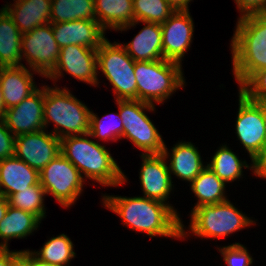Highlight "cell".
Instances as JSON below:
<instances>
[{
  "mask_svg": "<svg viewBox=\"0 0 266 266\" xmlns=\"http://www.w3.org/2000/svg\"><path fill=\"white\" fill-rule=\"evenodd\" d=\"M39 172L15 156L0 160V195H10L36 185Z\"/></svg>",
  "mask_w": 266,
  "mask_h": 266,
  "instance_id": "cell-20",
  "label": "cell"
},
{
  "mask_svg": "<svg viewBox=\"0 0 266 266\" xmlns=\"http://www.w3.org/2000/svg\"><path fill=\"white\" fill-rule=\"evenodd\" d=\"M103 205L121 217L122 223L148 236L181 239L187 236L177 210L147 197L102 196Z\"/></svg>",
  "mask_w": 266,
  "mask_h": 266,
  "instance_id": "cell-1",
  "label": "cell"
},
{
  "mask_svg": "<svg viewBox=\"0 0 266 266\" xmlns=\"http://www.w3.org/2000/svg\"><path fill=\"white\" fill-rule=\"evenodd\" d=\"M46 191L38 182L36 185L10 195L7 200L10 206L36 215L41 221L45 217L44 198Z\"/></svg>",
  "mask_w": 266,
  "mask_h": 266,
  "instance_id": "cell-31",
  "label": "cell"
},
{
  "mask_svg": "<svg viewBox=\"0 0 266 266\" xmlns=\"http://www.w3.org/2000/svg\"><path fill=\"white\" fill-rule=\"evenodd\" d=\"M123 121V136L140 150L142 154H162L164 140L158 129L146 115L145 110L154 111L155 105L139 100H115Z\"/></svg>",
  "mask_w": 266,
  "mask_h": 266,
  "instance_id": "cell-7",
  "label": "cell"
},
{
  "mask_svg": "<svg viewBox=\"0 0 266 266\" xmlns=\"http://www.w3.org/2000/svg\"><path fill=\"white\" fill-rule=\"evenodd\" d=\"M218 250L227 266H250L253 263L252 256L240 243H233Z\"/></svg>",
  "mask_w": 266,
  "mask_h": 266,
  "instance_id": "cell-34",
  "label": "cell"
},
{
  "mask_svg": "<svg viewBox=\"0 0 266 266\" xmlns=\"http://www.w3.org/2000/svg\"><path fill=\"white\" fill-rule=\"evenodd\" d=\"M172 153L164 146L163 155L169 158V172L177 178L189 181L190 183L207 167L203 165L200 153L191 142L181 141L172 147Z\"/></svg>",
  "mask_w": 266,
  "mask_h": 266,
  "instance_id": "cell-21",
  "label": "cell"
},
{
  "mask_svg": "<svg viewBox=\"0 0 266 266\" xmlns=\"http://www.w3.org/2000/svg\"><path fill=\"white\" fill-rule=\"evenodd\" d=\"M96 20L104 30L119 31L135 22L133 0H94Z\"/></svg>",
  "mask_w": 266,
  "mask_h": 266,
  "instance_id": "cell-24",
  "label": "cell"
},
{
  "mask_svg": "<svg viewBox=\"0 0 266 266\" xmlns=\"http://www.w3.org/2000/svg\"><path fill=\"white\" fill-rule=\"evenodd\" d=\"M135 61L118 42L106 39L97 49V69L113 86L116 100H137Z\"/></svg>",
  "mask_w": 266,
  "mask_h": 266,
  "instance_id": "cell-8",
  "label": "cell"
},
{
  "mask_svg": "<svg viewBox=\"0 0 266 266\" xmlns=\"http://www.w3.org/2000/svg\"><path fill=\"white\" fill-rule=\"evenodd\" d=\"M255 103L261 108V112L263 115V121H264L265 128H266V99L261 100V101H256Z\"/></svg>",
  "mask_w": 266,
  "mask_h": 266,
  "instance_id": "cell-43",
  "label": "cell"
},
{
  "mask_svg": "<svg viewBox=\"0 0 266 266\" xmlns=\"http://www.w3.org/2000/svg\"><path fill=\"white\" fill-rule=\"evenodd\" d=\"M239 109L236 120L238 140L249 153L252 163H256L266 150V128L261 108L247 99L240 91Z\"/></svg>",
  "mask_w": 266,
  "mask_h": 266,
  "instance_id": "cell-11",
  "label": "cell"
},
{
  "mask_svg": "<svg viewBox=\"0 0 266 266\" xmlns=\"http://www.w3.org/2000/svg\"><path fill=\"white\" fill-rule=\"evenodd\" d=\"M26 263L27 266H60L39 259L30 250H26Z\"/></svg>",
  "mask_w": 266,
  "mask_h": 266,
  "instance_id": "cell-38",
  "label": "cell"
},
{
  "mask_svg": "<svg viewBox=\"0 0 266 266\" xmlns=\"http://www.w3.org/2000/svg\"><path fill=\"white\" fill-rule=\"evenodd\" d=\"M123 130V121L119 113H114V115L113 113L106 114L100 119L94 112H90L88 132L90 137L99 138L104 141H116L122 139Z\"/></svg>",
  "mask_w": 266,
  "mask_h": 266,
  "instance_id": "cell-32",
  "label": "cell"
},
{
  "mask_svg": "<svg viewBox=\"0 0 266 266\" xmlns=\"http://www.w3.org/2000/svg\"><path fill=\"white\" fill-rule=\"evenodd\" d=\"M20 255V251H10L0 248V266H10V264Z\"/></svg>",
  "mask_w": 266,
  "mask_h": 266,
  "instance_id": "cell-37",
  "label": "cell"
},
{
  "mask_svg": "<svg viewBox=\"0 0 266 266\" xmlns=\"http://www.w3.org/2000/svg\"><path fill=\"white\" fill-rule=\"evenodd\" d=\"M255 176L266 179V150L264 155L255 163Z\"/></svg>",
  "mask_w": 266,
  "mask_h": 266,
  "instance_id": "cell-39",
  "label": "cell"
},
{
  "mask_svg": "<svg viewBox=\"0 0 266 266\" xmlns=\"http://www.w3.org/2000/svg\"><path fill=\"white\" fill-rule=\"evenodd\" d=\"M8 200L6 197L0 195V222L2 221V219L4 218V216L7 213L8 210Z\"/></svg>",
  "mask_w": 266,
  "mask_h": 266,
  "instance_id": "cell-41",
  "label": "cell"
},
{
  "mask_svg": "<svg viewBox=\"0 0 266 266\" xmlns=\"http://www.w3.org/2000/svg\"><path fill=\"white\" fill-rule=\"evenodd\" d=\"M10 266H27L26 250H21L20 255L10 264Z\"/></svg>",
  "mask_w": 266,
  "mask_h": 266,
  "instance_id": "cell-42",
  "label": "cell"
},
{
  "mask_svg": "<svg viewBox=\"0 0 266 266\" xmlns=\"http://www.w3.org/2000/svg\"><path fill=\"white\" fill-rule=\"evenodd\" d=\"M90 112L91 110L74 97L68 88L44 86V127L46 130L48 123H55L51 133L60 139L87 134Z\"/></svg>",
  "mask_w": 266,
  "mask_h": 266,
  "instance_id": "cell-4",
  "label": "cell"
},
{
  "mask_svg": "<svg viewBox=\"0 0 266 266\" xmlns=\"http://www.w3.org/2000/svg\"><path fill=\"white\" fill-rule=\"evenodd\" d=\"M96 20L94 0H52L50 23Z\"/></svg>",
  "mask_w": 266,
  "mask_h": 266,
  "instance_id": "cell-28",
  "label": "cell"
},
{
  "mask_svg": "<svg viewBox=\"0 0 266 266\" xmlns=\"http://www.w3.org/2000/svg\"><path fill=\"white\" fill-rule=\"evenodd\" d=\"M60 54V47L55 41L51 23L38 26L22 34L21 56L30 69L46 77L55 67Z\"/></svg>",
  "mask_w": 266,
  "mask_h": 266,
  "instance_id": "cell-10",
  "label": "cell"
},
{
  "mask_svg": "<svg viewBox=\"0 0 266 266\" xmlns=\"http://www.w3.org/2000/svg\"><path fill=\"white\" fill-rule=\"evenodd\" d=\"M167 3L175 10H189L188 4L192 0H166Z\"/></svg>",
  "mask_w": 266,
  "mask_h": 266,
  "instance_id": "cell-40",
  "label": "cell"
},
{
  "mask_svg": "<svg viewBox=\"0 0 266 266\" xmlns=\"http://www.w3.org/2000/svg\"><path fill=\"white\" fill-rule=\"evenodd\" d=\"M5 103L3 101V92H2V86L0 83V118H3L5 113Z\"/></svg>",
  "mask_w": 266,
  "mask_h": 266,
  "instance_id": "cell-44",
  "label": "cell"
},
{
  "mask_svg": "<svg viewBox=\"0 0 266 266\" xmlns=\"http://www.w3.org/2000/svg\"><path fill=\"white\" fill-rule=\"evenodd\" d=\"M141 158L139 179L143 197L171 205L166 202L174 187L167 159L163 154H141Z\"/></svg>",
  "mask_w": 266,
  "mask_h": 266,
  "instance_id": "cell-16",
  "label": "cell"
},
{
  "mask_svg": "<svg viewBox=\"0 0 266 266\" xmlns=\"http://www.w3.org/2000/svg\"><path fill=\"white\" fill-rule=\"evenodd\" d=\"M137 100L161 104L176 90L183 88L185 79L180 63L165 59L135 61Z\"/></svg>",
  "mask_w": 266,
  "mask_h": 266,
  "instance_id": "cell-5",
  "label": "cell"
},
{
  "mask_svg": "<svg viewBox=\"0 0 266 266\" xmlns=\"http://www.w3.org/2000/svg\"><path fill=\"white\" fill-rule=\"evenodd\" d=\"M190 216V231L198 237L209 239L227 237L255 223L229 200L193 208Z\"/></svg>",
  "mask_w": 266,
  "mask_h": 266,
  "instance_id": "cell-6",
  "label": "cell"
},
{
  "mask_svg": "<svg viewBox=\"0 0 266 266\" xmlns=\"http://www.w3.org/2000/svg\"><path fill=\"white\" fill-rule=\"evenodd\" d=\"M133 11L135 22L120 28V31H127L142 21L162 24L175 12L166 0H133Z\"/></svg>",
  "mask_w": 266,
  "mask_h": 266,
  "instance_id": "cell-29",
  "label": "cell"
},
{
  "mask_svg": "<svg viewBox=\"0 0 266 266\" xmlns=\"http://www.w3.org/2000/svg\"><path fill=\"white\" fill-rule=\"evenodd\" d=\"M44 86L37 88L21 103L5 110L3 120L16 137L44 130Z\"/></svg>",
  "mask_w": 266,
  "mask_h": 266,
  "instance_id": "cell-15",
  "label": "cell"
},
{
  "mask_svg": "<svg viewBox=\"0 0 266 266\" xmlns=\"http://www.w3.org/2000/svg\"><path fill=\"white\" fill-rule=\"evenodd\" d=\"M193 24L189 10H177L161 24L163 59L182 64L192 43Z\"/></svg>",
  "mask_w": 266,
  "mask_h": 266,
  "instance_id": "cell-14",
  "label": "cell"
},
{
  "mask_svg": "<svg viewBox=\"0 0 266 266\" xmlns=\"http://www.w3.org/2000/svg\"><path fill=\"white\" fill-rule=\"evenodd\" d=\"M212 170L225 184L240 179L243 175L242 168H250L255 174V163L250 166L246 161L239 157L226 145L218 148L213 155L211 162L206 165Z\"/></svg>",
  "mask_w": 266,
  "mask_h": 266,
  "instance_id": "cell-27",
  "label": "cell"
},
{
  "mask_svg": "<svg viewBox=\"0 0 266 266\" xmlns=\"http://www.w3.org/2000/svg\"><path fill=\"white\" fill-rule=\"evenodd\" d=\"M239 91L254 102L266 99V68L254 72L239 87Z\"/></svg>",
  "mask_w": 266,
  "mask_h": 266,
  "instance_id": "cell-33",
  "label": "cell"
},
{
  "mask_svg": "<svg viewBox=\"0 0 266 266\" xmlns=\"http://www.w3.org/2000/svg\"><path fill=\"white\" fill-rule=\"evenodd\" d=\"M84 178L61 153L39 172V183L63 207L69 208L83 191Z\"/></svg>",
  "mask_w": 266,
  "mask_h": 266,
  "instance_id": "cell-9",
  "label": "cell"
},
{
  "mask_svg": "<svg viewBox=\"0 0 266 266\" xmlns=\"http://www.w3.org/2000/svg\"><path fill=\"white\" fill-rule=\"evenodd\" d=\"M89 137L87 133L62 138L61 154L78 169L83 178L110 187H117L127 182V177L110 151L98 142L88 139Z\"/></svg>",
  "mask_w": 266,
  "mask_h": 266,
  "instance_id": "cell-2",
  "label": "cell"
},
{
  "mask_svg": "<svg viewBox=\"0 0 266 266\" xmlns=\"http://www.w3.org/2000/svg\"><path fill=\"white\" fill-rule=\"evenodd\" d=\"M41 220L34 214L8 206V210L0 222V248L8 249V241L12 238L22 239L37 230Z\"/></svg>",
  "mask_w": 266,
  "mask_h": 266,
  "instance_id": "cell-23",
  "label": "cell"
},
{
  "mask_svg": "<svg viewBox=\"0 0 266 266\" xmlns=\"http://www.w3.org/2000/svg\"><path fill=\"white\" fill-rule=\"evenodd\" d=\"M22 33L12 18L0 10V67L23 66L21 63Z\"/></svg>",
  "mask_w": 266,
  "mask_h": 266,
  "instance_id": "cell-25",
  "label": "cell"
},
{
  "mask_svg": "<svg viewBox=\"0 0 266 266\" xmlns=\"http://www.w3.org/2000/svg\"><path fill=\"white\" fill-rule=\"evenodd\" d=\"M264 16H266V9L263 11V13H262Z\"/></svg>",
  "mask_w": 266,
  "mask_h": 266,
  "instance_id": "cell-45",
  "label": "cell"
},
{
  "mask_svg": "<svg viewBox=\"0 0 266 266\" xmlns=\"http://www.w3.org/2000/svg\"><path fill=\"white\" fill-rule=\"evenodd\" d=\"M144 26L131 42L123 44L134 61H155L163 59L161 24L143 22Z\"/></svg>",
  "mask_w": 266,
  "mask_h": 266,
  "instance_id": "cell-22",
  "label": "cell"
},
{
  "mask_svg": "<svg viewBox=\"0 0 266 266\" xmlns=\"http://www.w3.org/2000/svg\"><path fill=\"white\" fill-rule=\"evenodd\" d=\"M30 71L24 65L0 67V83L5 109L18 105L38 88L33 80L35 73Z\"/></svg>",
  "mask_w": 266,
  "mask_h": 266,
  "instance_id": "cell-18",
  "label": "cell"
},
{
  "mask_svg": "<svg viewBox=\"0 0 266 266\" xmlns=\"http://www.w3.org/2000/svg\"><path fill=\"white\" fill-rule=\"evenodd\" d=\"M15 136L6 127L3 118H0V160L14 156Z\"/></svg>",
  "mask_w": 266,
  "mask_h": 266,
  "instance_id": "cell-35",
  "label": "cell"
},
{
  "mask_svg": "<svg viewBox=\"0 0 266 266\" xmlns=\"http://www.w3.org/2000/svg\"><path fill=\"white\" fill-rule=\"evenodd\" d=\"M55 41L60 48L79 45L98 49L106 40L105 30L97 20H74L51 23Z\"/></svg>",
  "mask_w": 266,
  "mask_h": 266,
  "instance_id": "cell-17",
  "label": "cell"
},
{
  "mask_svg": "<svg viewBox=\"0 0 266 266\" xmlns=\"http://www.w3.org/2000/svg\"><path fill=\"white\" fill-rule=\"evenodd\" d=\"M231 39L233 75L239 87L254 73L266 68V16L238 18Z\"/></svg>",
  "mask_w": 266,
  "mask_h": 266,
  "instance_id": "cell-3",
  "label": "cell"
},
{
  "mask_svg": "<svg viewBox=\"0 0 266 266\" xmlns=\"http://www.w3.org/2000/svg\"><path fill=\"white\" fill-rule=\"evenodd\" d=\"M191 190L198 198L193 208L227 201L226 184L208 167H206L191 183Z\"/></svg>",
  "mask_w": 266,
  "mask_h": 266,
  "instance_id": "cell-26",
  "label": "cell"
},
{
  "mask_svg": "<svg viewBox=\"0 0 266 266\" xmlns=\"http://www.w3.org/2000/svg\"><path fill=\"white\" fill-rule=\"evenodd\" d=\"M52 0H15L3 9L24 34L50 23ZM12 7V8H11Z\"/></svg>",
  "mask_w": 266,
  "mask_h": 266,
  "instance_id": "cell-19",
  "label": "cell"
},
{
  "mask_svg": "<svg viewBox=\"0 0 266 266\" xmlns=\"http://www.w3.org/2000/svg\"><path fill=\"white\" fill-rule=\"evenodd\" d=\"M45 131L15 137L14 156L38 172L61 153V139Z\"/></svg>",
  "mask_w": 266,
  "mask_h": 266,
  "instance_id": "cell-13",
  "label": "cell"
},
{
  "mask_svg": "<svg viewBox=\"0 0 266 266\" xmlns=\"http://www.w3.org/2000/svg\"><path fill=\"white\" fill-rule=\"evenodd\" d=\"M241 16L260 14L266 9V0H234Z\"/></svg>",
  "mask_w": 266,
  "mask_h": 266,
  "instance_id": "cell-36",
  "label": "cell"
},
{
  "mask_svg": "<svg viewBox=\"0 0 266 266\" xmlns=\"http://www.w3.org/2000/svg\"><path fill=\"white\" fill-rule=\"evenodd\" d=\"M97 66V49L68 45L60 48L57 64L45 78L55 81L62 77L65 71L74 78L95 87L99 84Z\"/></svg>",
  "mask_w": 266,
  "mask_h": 266,
  "instance_id": "cell-12",
  "label": "cell"
},
{
  "mask_svg": "<svg viewBox=\"0 0 266 266\" xmlns=\"http://www.w3.org/2000/svg\"><path fill=\"white\" fill-rule=\"evenodd\" d=\"M32 253L45 262L60 266H69L68 263H70L72 258H75L76 255L73 242L65 234L50 238L44 243L40 251H34Z\"/></svg>",
  "mask_w": 266,
  "mask_h": 266,
  "instance_id": "cell-30",
  "label": "cell"
}]
</instances>
